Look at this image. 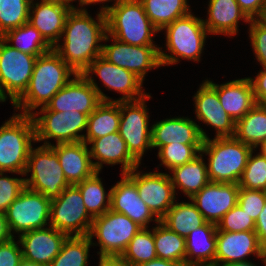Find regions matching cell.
Here are the masks:
<instances>
[{
  "mask_svg": "<svg viewBox=\"0 0 266 266\" xmlns=\"http://www.w3.org/2000/svg\"><path fill=\"white\" fill-rule=\"evenodd\" d=\"M237 3L250 20H255L266 9V0H237Z\"/></svg>",
  "mask_w": 266,
  "mask_h": 266,
  "instance_id": "cell-49",
  "label": "cell"
},
{
  "mask_svg": "<svg viewBox=\"0 0 266 266\" xmlns=\"http://www.w3.org/2000/svg\"><path fill=\"white\" fill-rule=\"evenodd\" d=\"M107 34L129 45H156L159 31L153 26L139 0H119L106 14Z\"/></svg>",
  "mask_w": 266,
  "mask_h": 266,
  "instance_id": "cell-6",
  "label": "cell"
},
{
  "mask_svg": "<svg viewBox=\"0 0 266 266\" xmlns=\"http://www.w3.org/2000/svg\"><path fill=\"white\" fill-rule=\"evenodd\" d=\"M254 149L233 137H214L204 140L200 153L208 156L209 181L238 184Z\"/></svg>",
  "mask_w": 266,
  "mask_h": 266,
  "instance_id": "cell-4",
  "label": "cell"
},
{
  "mask_svg": "<svg viewBox=\"0 0 266 266\" xmlns=\"http://www.w3.org/2000/svg\"><path fill=\"white\" fill-rule=\"evenodd\" d=\"M232 266H257V264L255 265L254 263H252L251 260H249V261H246V262L233 264Z\"/></svg>",
  "mask_w": 266,
  "mask_h": 266,
  "instance_id": "cell-58",
  "label": "cell"
},
{
  "mask_svg": "<svg viewBox=\"0 0 266 266\" xmlns=\"http://www.w3.org/2000/svg\"><path fill=\"white\" fill-rule=\"evenodd\" d=\"M136 266H184V265L179 263V262H174L171 260L156 258V259H153L149 262L142 263V264H139Z\"/></svg>",
  "mask_w": 266,
  "mask_h": 266,
  "instance_id": "cell-53",
  "label": "cell"
},
{
  "mask_svg": "<svg viewBox=\"0 0 266 266\" xmlns=\"http://www.w3.org/2000/svg\"><path fill=\"white\" fill-rule=\"evenodd\" d=\"M98 266H130L122 262L119 258H99Z\"/></svg>",
  "mask_w": 266,
  "mask_h": 266,
  "instance_id": "cell-54",
  "label": "cell"
},
{
  "mask_svg": "<svg viewBox=\"0 0 266 266\" xmlns=\"http://www.w3.org/2000/svg\"><path fill=\"white\" fill-rule=\"evenodd\" d=\"M76 74L53 49L38 56L27 89L12 104L14 110L32 115L34 110L46 106Z\"/></svg>",
  "mask_w": 266,
  "mask_h": 266,
  "instance_id": "cell-2",
  "label": "cell"
},
{
  "mask_svg": "<svg viewBox=\"0 0 266 266\" xmlns=\"http://www.w3.org/2000/svg\"><path fill=\"white\" fill-rule=\"evenodd\" d=\"M96 15L94 19L88 11L74 7L66 18L61 43L53 47L77 74H82L95 58L102 55L101 42L107 33L106 16L100 12Z\"/></svg>",
  "mask_w": 266,
  "mask_h": 266,
  "instance_id": "cell-1",
  "label": "cell"
},
{
  "mask_svg": "<svg viewBox=\"0 0 266 266\" xmlns=\"http://www.w3.org/2000/svg\"><path fill=\"white\" fill-rule=\"evenodd\" d=\"M84 76L95 74L108 90L121 93L122 96L114 102L134 101L148 95L143 88V80L133 72L110 63L102 55L95 58L82 73Z\"/></svg>",
  "mask_w": 266,
  "mask_h": 266,
  "instance_id": "cell-17",
  "label": "cell"
},
{
  "mask_svg": "<svg viewBox=\"0 0 266 266\" xmlns=\"http://www.w3.org/2000/svg\"><path fill=\"white\" fill-rule=\"evenodd\" d=\"M28 173L31 176L28 178ZM25 187L53 199L69 187L57 154L50 146L31 148L24 173Z\"/></svg>",
  "mask_w": 266,
  "mask_h": 266,
  "instance_id": "cell-9",
  "label": "cell"
},
{
  "mask_svg": "<svg viewBox=\"0 0 266 266\" xmlns=\"http://www.w3.org/2000/svg\"><path fill=\"white\" fill-rule=\"evenodd\" d=\"M216 232V224L206 222L188 234L185 238V266H214Z\"/></svg>",
  "mask_w": 266,
  "mask_h": 266,
  "instance_id": "cell-29",
  "label": "cell"
},
{
  "mask_svg": "<svg viewBox=\"0 0 266 266\" xmlns=\"http://www.w3.org/2000/svg\"><path fill=\"white\" fill-rule=\"evenodd\" d=\"M13 48L24 53L41 56L53 48L45 41L40 32L29 22L18 28L8 30L1 36ZM15 43V44H11Z\"/></svg>",
  "mask_w": 266,
  "mask_h": 266,
  "instance_id": "cell-35",
  "label": "cell"
},
{
  "mask_svg": "<svg viewBox=\"0 0 266 266\" xmlns=\"http://www.w3.org/2000/svg\"><path fill=\"white\" fill-rule=\"evenodd\" d=\"M100 172H95L83 182L75 184L80 190L85 208L92 218L103 215L110 209L111 193L104 189L103 182L99 178Z\"/></svg>",
  "mask_w": 266,
  "mask_h": 266,
  "instance_id": "cell-37",
  "label": "cell"
},
{
  "mask_svg": "<svg viewBox=\"0 0 266 266\" xmlns=\"http://www.w3.org/2000/svg\"><path fill=\"white\" fill-rule=\"evenodd\" d=\"M92 240L89 236H70L49 266H87Z\"/></svg>",
  "mask_w": 266,
  "mask_h": 266,
  "instance_id": "cell-38",
  "label": "cell"
},
{
  "mask_svg": "<svg viewBox=\"0 0 266 266\" xmlns=\"http://www.w3.org/2000/svg\"><path fill=\"white\" fill-rule=\"evenodd\" d=\"M87 145H90L88 148L91 161L97 172L102 171L103 164L109 166L121 164V175L129 173L134 168L141 165L130 154L126 142L119 132L110 133L103 137L93 139Z\"/></svg>",
  "mask_w": 266,
  "mask_h": 266,
  "instance_id": "cell-24",
  "label": "cell"
},
{
  "mask_svg": "<svg viewBox=\"0 0 266 266\" xmlns=\"http://www.w3.org/2000/svg\"><path fill=\"white\" fill-rule=\"evenodd\" d=\"M259 148V151L260 152H257L259 153L260 155H262L263 157L266 158V140L262 143H260L255 149Z\"/></svg>",
  "mask_w": 266,
  "mask_h": 266,
  "instance_id": "cell-57",
  "label": "cell"
},
{
  "mask_svg": "<svg viewBox=\"0 0 266 266\" xmlns=\"http://www.w3.org/2000/svg\"><path fill=\"white\" fill-rule=\"evenodd\" d=\"M263 247L255 231L216 232L214 266H232L248 261L250 255L262 260Z\"/></svg>",
  "mask_w": 266,
  "mask_h": 266,
  "instance_id": "cell-18",
  "label": "cell"
},
{
  "mask_svg": "<svg viewBox=\"0 0 266 266\" xmlns=\"http://www.w3.org/2000/svg\"><path fill=\"white\" fill-rule=\"evenodd\" d=\"M93 218L87 212L80 190L75 185L65 188L51 199L50 226L70 236H88Z\"/></svg>",
  "mask_w": 266,
  "mask_h": 266,
  "instance_id": "cell-12",
  "label": "cell"
},
{
  "mask_svg": "<svg viewBox=\"0 0 266 266\" xmlns=\"http://www.w3.org/2000/svg\"><path fill=\"white\" fill-rule=\"evenodd\" d=\"M39 109L30 115L34 123L36 142L44 141L43 146H51L50 139H55V144L83 141L85 134L79 133L87 129V114L74 110L51 111L46 106Z\"/></svg>",
  "mask_w": 266,
  "mask_h": 266,
  "instance_id": "cell-7",
  "label": "cell"
},
{
  "mask_svg": "<svg viewBox=\"0 0 266 266\" xmlns=\"http://www.w3.org/2000/svg\"><path fill=\"white\" fill-rule=\"evenodd\" d=\"M14 238L9 230L5 212L0 211V244L10 241Z\"/></svg>",
  "mask_w": 266,
  "mask_h": 266,
  "instance_id": "cell-52",
  "label": "cell"
},
{
  "mask_svg": "<svg viewBox=\"0 0 266 266\" xmlns=\"http://www.w3.org/2000/svg\"><path fill=\"white\" fill-rule=\"evenodd\" d=\"M203 19L189 13L176 19L163 30L166 35V50L159 49L161 66L178 64L181 59L200 62L204 50L208 30L203 24Z\"/></svg>",
  "mask_w": 266,
  "mask_h": 266,
  "instance_id": "cell-3",
  "label": "cell"
},
{
  "mask_svg": "<svg viewBox=\"0 0 266 266\" xmlns=\"http://www.w3.org/2000/svg\"><path fill=\"white\" fill-rule=\"evenodd\" d=\"M218 94L221 106L236 122L248 113L256 104L249 77L216 84L205 80Z\"/></svg>",
  "mask_w": 266,
  "mask_h": 266,
  "instance_id": "cell-27",
  "label": "cell"
},
{
  "mask_svg": "<svg viewBox=\"0 0 266 266\" xmlns=\"http://www.w3.org/2000/svg\"><path fill=\"white\" fill-rule=\"evenodd\" d=\"M4 174H6L4 171H0V211L3 212L6 211L25 188L24 178H13Z\"/></svg>",
  "mask_w": 266,
  "mask_h": 266,
  "instance_id": "cell-45",
  "label": "cell"
},
{
  "mask_svg": "<svg viewBox=\"0 0 266 266\" xmlns=\"http://www.w3.org/2000/svg\"><path fill=\"white\" fill-rule=\"evenodd\" d=\"M92 76L76 74L46 105L51 111H78L88 116L102 102H114Z\"/></svg>",
  "mask_w": 266,
  "mask_h": 266,
  "instance_id": "cell-13",
  "label": "cell"
},
{
  "mask_svg": "<svg viewBox=\"0 0 266 266\" xmlns=\"http://www.w3.org/2000/svg\"><path fill=\"white\" fill-rule=\"evenodd\" d=\"M157 258L179 262L185 266V238L170 230L161 221L153 227Z\"/></svg>",
  "mask_w": 266,
  "mask_h": 266,
  "instance_id": "cell-36",
  "label": "cell"
},
{
  "mask_svg": "<svg viewBox=\"0 0 266 266\" xmlns=\"http://www.w3.org/2000/svg\"><path fill=\"white\" fill-rule=\"evenodd\" d=\"M160 221L184 238L207 222L192 201L179 203L175 201Z\"/></svg>",
  "mask_w": 266,
  "mask_h": 266,
  "instance_id": "cell-34",
  "label": "cell"
},
{
  "mask_svg": "<svg viewBox=\"0 0 266 266\" xmlns=\"http://www.w3.org/2000/svg\"><path fill=\"white\" fill-rule=\"evenodd\" d=\"M50 147L57 154L64 176L70 185L83 182L96 172L88 145L84 141L52 144Z\"/></svg>",
  "mask_w": 266,
  "mask_h": 266,
  "instance_id": "cell-26",
  "label": "cell"
},
{
  "mask_svg": "<svg viewBox=\"0 0 266 266\" xmlns=\"http://www.w3.org/2000/svg\"><path fill=\"white\" fill-rule=\"evenodd\" d=\"M50 210V198L25 187L5 211L12 236L50 226Z\"/></svg>",
  "mask_w": 266,
  "mask_h": 266,
  "instance_id": "cell-14",
  "label": "cell"
},
{
  "mask_svg": "<svg viewBox=\"0 0 266 266\" xmlns=\"http://www.w3.org/2000/svg\"><path fill=\"white\" fill-rule=\"evenodd\" d=\"M59 1H63V2H66V3H69L70 5L76 7L75 5H73V1L75 2L76 0H59ZM79 2V0H77Z\"/></svg>",
  "mask_w": 266,
  "mask_h": 266,
  "instance_id": "cell-60",
  "label": "cell"
},
{
  "mask_svg": "<svg viewBox=\"0 0 266 266\" xmlns=\"http://www.w3.org/2000/svg\"><path fill=\"white\" fill-rule=\"evenodd\" d=\"M120 102L102 101L88 116L86 134L83 141L88 144L110 133L119 131Z\"/></svg>",
  "mask_w": 266,
  "mask_h": 266,
  "instance_id": "cell-31",
  "label": "cell"
},
{
  "mask_svg": "<svg viewBox=\"0 0 266 266\" xmlns=\"http://www.w3.org/2000/svg\"><path fill=\"white\" fill-rule=\"evenodd\" d=\"M248 33L256 60L262 67H266V29L256 20H250Z\"/></svg>",
  "mask_w": 266,
  "mask_h": 266,
  "instance_id": "cell-46",
  "label": "cell"
},
{
  "mask_svg": "<svg viewBox=\"0 0 266 266\" xmlns=\"http://www.w3.org/2000/svg\"><path fill=\"white\" fill-rule=\"evenodd\" d=\"M32 0H0V37L28 22Z\"/></svg>",
  "mask_w": 266,
  "mask_h": 266,
  "instance_id": "cell-40",
  "label": "cell"
},
{
  "mask_svg": "<svg viewBox=\"0 0 266 266\" xmlns=\"http://www.w3.org/2000/svg\"><path fill=\"white\" fill-rule=\"evenodd\" d=\"M121 176L110 189V209L128 216L142 228H149L152 221L158 223L160 220L139 197L136 184L126 174Z\"/></svg>",
  "mask_w": 266,
  "mask_h": 266,
  "instance_id": "cell-23",
  "label": "cell"
},
{
  "mask_svg": "<svg viewBox=\"0 0 266 266\" xmlns=\"http://www.w3.org/2000/svg\"><path fill=\"white\" fill-rule=\"evenodd\" d=\"M255 233L262 247L266 246V203L255 222Z\"/></svg>",
  "mask_w": 266,
  "mask_h": 266,
  "instance_id": "cell-50",
  "label": "cell"
},
{
  "mask_svg": "<svg viewBox=\"0 0 266 266\" xmlns=\"http://www.w3.org/2000/svg\"><path fill=\"white\" fill-rule=\"evenodd\" d=\"M17 266H47V265H44L42 263H37L34 261H30V260L23 258Z\"/></svg>",
  "mask_w": 266,
  "mask_h": 266,
  "instance_id": "cell-55",
  "label": "cell"
},
{
  "mask_svg": "<svg viewBox=\"0 0 266 266\" xmlns=\"http://www.w3.org/2000/svg\"><path fill=\"white\" fill-rule=\"evenodd\" d=\"M37 56L13 48L0 37V102L13 104L27 89Z\"/></svg>",
  "mask_w": 266,
  "mask_h": 266,
  "instance_id": "cell-10",
  "label": "cell"
},
{
  "mask_svg": "<svg viewBox=\"0 0 266 266\" xmlns=\"http://www.w3.org/2000/svg\"><path fill=\"white\" fill-rule=\"evenodd\" d=\"M157 258L154 234L148 228H142L129 242L120 260L130 266H136Z\"/></svg>",
  "mask_w": 266,
  "mask_h": 266,
  "instance_id": "cell-39",
  "label": "cell"
},
{
  "mask_svg": "<svg viewBox=\"0 0 266 266\" xmlns=\"http://www.w3.org/2000/svg\"><path fill=\"white\" fill-rule=\"evenodd\" d=\"M33 143L32 117L14 113L0 126V171L24 176Z\"/></svg>",
  "mask_w": 266,
  "mask_h": 266,
  "instance_id": "cell-5",
  "label": "cell"
},
{
  "mask_svg": "<svg viewBox=\"0 0 266 266\" xmlns=\"http://www.w3.org/2000/svg\"><path fill=\"white\" fill-rule=\"evenodd\" d=\"M266 203V191L239 187L238 206L256 222Z\"/></svg>",
  "mask_w": 266,
  "mask_h": 266,
  "instance_id": "cell-44",
  "label": "cell"
},
{
  "mask_svg": "<svg viewBox=\"0 0 266 266\" xmlns=\"http://www.w3.org/2000/svg\"><path fill=\"white\" fill-rule=\"evenodd\" d=\"M252 85L254 98L258 104H266V67L256 75V77H249Z\"/></svg>",
  "mask_w": 266,
  "mask_h": 266,
  "instance_id": "cell-48",
  "label": "cell"
},
{
  "mask_svg": "<svg viewBox=\"0 0 266 266\" xmlns=\"http://www.w3.org/2000/svg\"><path fill=\"white\" fill-rule=\"evenodd\" d=\"M134 168L126 175L136 184L139 197L152 213L161 220L176 201L174 186L168 173H142Z\"/></svg>",
  "mask_w": 266,
  "mask_h": 266,
  "instance_id": "cell-16",
  "label": "cell"
},
{
  "mask_svg": "<svg viewBox=\"0 0 266 266\" xmlns=\"http://www.w3.org/2000/svg\"><path fill=\"white\" fill-rule=\"evenodd\" d=\"M265 266H266V246L263 247V253H262V260H261Z\"/></svg>",
  "mask_w": 266,
  "mask_h": 266,
  "instance_id": "cell-59",
  "label": "cell"
},
{
  "mask_svg": "<svg viewBox=\"0 0 266 266\" xmlns=\"http://www.w3.org/2000/svg\"><path fill=\"white\" fill-rule=\"evenodd\" d=\"M110 39L112 44H103L102 56L110 63L133 72L143 81L149 70L162 67L158 45H129L107 33L103 41L109 42Z\"/></svg>",
  "mask_w": 266,
  "mask_h": 266,
  "instance_id": "cell-15",
  "label": "cell"
},
{
  "mask_svg": "<svg viewBox=\"0 0 266 266\" xmlns=\"http://www.w3.org/2000/svg\"><path fill=\"white\" fill-rule=\"evenodd\" d=\"M236 183L209 182L191 200L207 222L217 225L222 217L238 204Z\"/></svg>",
  "mask_w": 266,
  "mask_h": 266,
  "instance_id": "cell-20",
  "label": "cell"
},
{
  "mask_svg": "<svg viewBox=\"0 0 266 266\" xmlns=\"http://www.w3.org/2000/svg\"><path fill=\"white\" fill-rule=\"evenodd\" d=\"M142 229L128 216L109 209L93 218L89 237L92 246H99V258H120L131 239ZM96 237L98 243L93 242Z\"/></svg>",
  "mask_w": 266,
  "mask_h": 266,
  "instance_id": "cell-8",
  "label": "cell"
},
{
  "mask_svg": "<svg viewBox=\"0 0 266 266\" xmlns=\"http://www.w3.org/2000/svg\"><path fill=\"white\" fill-rule=\"evenodd\" d=\"M234 137L255 149L266 140V104H258L235 122Z\"/></svg>",
  "mask_w": 266,
  "mask_h": 266,
  "instance_id": "cell-32",
  "label": "cell"
},
{
  "mask_svg": "<svg viewBox=\"0 0 266 266\" xmlns=\"http://www.w3.org/2000/svg\"><path fill=\"white\" fill-rule=\"evenodd\" d=\"M253 150L247 160L238 186L246 189L266 191V158ZM254 154V155H253Z\"/></svg>",
  "mask_w": 266,
  "mask_h": 266,
  "instance_id": "cell-42",
  "label": "cell"
},
{
  "mask_svg": "<svg viewBox=\"0 0 266 266\" xmlns=\"http://www.w3.org/2000/svg\"><path fill=\"white\" fill-rule=\"evenodd\" d=\"M68 236L52 226L34 229L18 236L24 259L49 266Z\"/></svg>",
  "mask_w": 266,
  "mask_h": 266,
  "instance_id": "cell-25",
  "label": "cell"
},
{
  "mask_svg": "<svg viewBox=\"0 0 266 266\" xmlns=\"http://www.w3.org/2000/svg\"><path fill=\"white\" fill-rule=\"evenodd\" d=\"M74 6L59 0H40L30 5L28 22L53 48L61 38L65 21Z\"/></svg>",
  "mask_w": 266,
  "mask_h": 266,
  "instance_id": "cell-19",
  "label": "cell"
},
{
  "mask_svg": "<svg viewBox=\"0 0 266 266\" xmlns=\"http://www.w3.org/2000/svg\"><path fill=\"white\" fill-rule=\"evenodd\" d=\"M151 132V146L158 148L173 144H203L204 140L209 139L203 128L195 120L188 117L166 118L156 121Z\"/></svg>",
  "mask_w": 266,
  "mask_h": 266,
  "instance_id": "cell-21",
  "label": "cell"
},
{
  "mask_svg": "<svg viewBox=\"0 0 266 266\" xmlns=\"http://www.w3.org/2000/svg\"><path fill=\"white\" fill-rule=\"evenodd\" d=\"M203 144H169L158 150L157 157L168 170L192 161L200 154Z\"/></svg>",
  "mask_w": 266,
  "mask_h": 266,
  "instance_id": "cell-41",
  "label": "cell"
},
{
  "mask_svg": "<svg viewBox=\"0 0 266 266\" xmlns=\"http://www.w3.org/2000/svg\"><path fill=\"white\" fill-rule=\"evenodd\" d=\"M203 157L204 155L200 153L192 161L170 170L172 173L168 175L176 195L178 194L176 190L179 188L189 200L210 182L207 174V163L204 162Z\"/></svg>",
  "mask_w": 266,
  "mask_h": 266,
  "instance_id": "cell-30",
  "label": "cell"
},
{
  "mask_svg": "<svg viewBox=\"0 0 266 266\" xmlns=\"http://www.w3.org/2000/svg\"><path fill=\"white\" fill-rule=\"evenodd\" d=\"M193 96L196 120L212 126L215 137H233L235 121L221 106L217 92L204 80Z\"/></svg>",
  "mask_w": 266,
  "mask_h": 266,
  "instance_id": "cell-22",
  "label": "cell"
},
{
  "mask_svg": "<svg viewBox=\"0 0 266 266\" xmlns=\"http://www.w3.org/2000/svg\"><path fill=\"white\" fill-rule=\"evenodd\" d=\"M217 230L224 232L255 231V222L238 204L217 223Z\"/></svg>",
  "mask_w": 266,
  "mask_h": 266,
  "instance_id": "cell-43",
  "label": "cell"
},
{
  "mask_svg": "<svg viewBox=\"0 0 266 266\" xmlns=\"http://www.w3.org/2000/svg\"><path fill=\"white\" fill-rule=\"evenodd\" d=\"M112 2V1H114V3L111 5V6H109L107 3H106V5L104 6V4H103V6L101 7V9H99L100 11V13H102V14H106L109 10H111V8H113V6H115L117 3H118V1L119 0H79V7H78V9H80V10H84V11H87V9L85 8V6H88V5H90V4H96V3H104V2ZM81 7V8H80Z\"/></svg>",
  "mask_w": 266,
  "mask_h": 266,
  "instance_id": "cell-51",
  "label": "cell"
},
{
  "mask_svg": "<svg viewBox=\"0 0 266 266\" xmlns=\"http://www.w3.org/2000/svg\"><path fill=\"white\" fill-rule=\"evenodd\" d=\"M255 20L266 29V9Z\"/></svg>",
  "mask_w": 266,
  "mask_h": 266,
  "instance_id": "cell-56",
  "label": "cell"
},
{
  "mask_svg": "<svg viewBox=\"0 0 266 266\" xmlns=\"http://www.w3.org/2000/svg\"><path fill=\"white\" fill-rule=\"evenodd\" d=\"M146 15L159 31L173 23L176 19L182 18L191 13L188 0H139Z\"/></svg>",
  "mask_w": 266,
  "mask_h": 266,
  "instance_id": "cell-33",
  "label": "cell"
},
{
  "mask_svg": "<svg viewBox=\"0 0 266 266\" xmlns=\"http://www.w3.org/2000/svg\"><path fill=\"white\" fill-rule=\"evenodd\" d=\"M207 19L202 20L209 35L234 36L238 33V23L250 19L241 10L237 0H209Z\"/></svg>",
  "mask_w": 266,
  "mask_h": 266,
  "instance_id": "cell-28",
  "label": "cell"
},
{
  "mask_svg": "<svg viewBox=\"0 0 266 266\" xmlns=\"http://www.w3.org/2000/svg\"><path fill=\"white\" fill-rule=\"evenodd\" d=\"M22 259L20 243L15 237L0 244V266H17Z\"/></svg>",
  "mask_w": 266,
  "mask_h": 266,
  "instance_id": "cell-47",
  "label": "cell"
},
{
  "mask_svg": "<svg viewBox=\"0 0 266 266\" xmlns=\"http://www.w3.org/2000/svg\"><path fill=\"white\" fill-rule=\"evenodd\" d=\"M150 94L134 101L120 102L119 134L126 142L130 154L141 164L144 153L151 146L150 114L146 101Z\"/></svg>",
  "mask_w": 266,
  "mask_h": 266,
  "instance_id": "cell-11",
  "label": "cell"
}]
</instances>
